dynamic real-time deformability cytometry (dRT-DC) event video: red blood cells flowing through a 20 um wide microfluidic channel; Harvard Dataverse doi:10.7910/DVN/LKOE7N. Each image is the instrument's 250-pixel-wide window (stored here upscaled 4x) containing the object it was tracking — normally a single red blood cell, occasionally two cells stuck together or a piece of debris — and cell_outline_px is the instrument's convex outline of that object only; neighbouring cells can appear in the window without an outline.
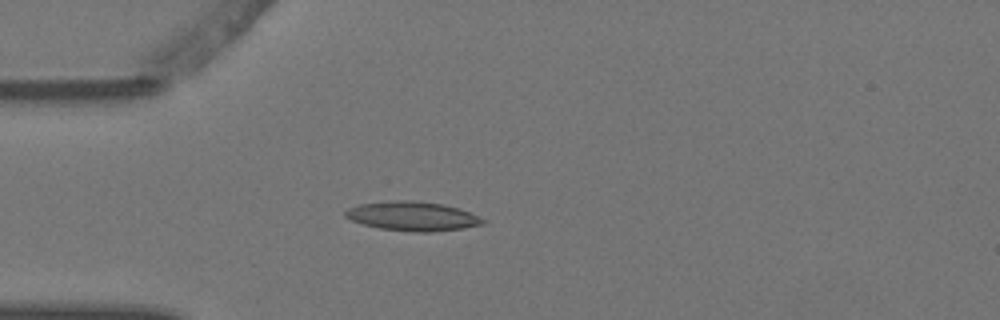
{"species": "Egyptian fruit bat (a non-hibernating species)", "species_latin": "Rousettus aegyptiacus", "temperature_condition": "warm", "stored_images_in_passage": 4, "camera_frame_rate_fps": 3000, "um_per_image_px": 0.085, "animal": {"sex": "female"}, "frame": {"image": 1, "passage_image": 4, "time_ms": 1.0, "image_size_px": [1000, 320], "cell_outline_px": [[488, 220], [484, 224], [464, 228], [432, 232], [412, 232], [380, 228], [364, 224], [352, 220], [344, 216], [344, 212], [348, 208], [360, 204], [392, 200], [412, 200], [444, 204], [460, 208]], "centroid_in_image_um": [35.11, 18.37], "position_along_channel_um": 49.9, "area_um2": 23.58}}